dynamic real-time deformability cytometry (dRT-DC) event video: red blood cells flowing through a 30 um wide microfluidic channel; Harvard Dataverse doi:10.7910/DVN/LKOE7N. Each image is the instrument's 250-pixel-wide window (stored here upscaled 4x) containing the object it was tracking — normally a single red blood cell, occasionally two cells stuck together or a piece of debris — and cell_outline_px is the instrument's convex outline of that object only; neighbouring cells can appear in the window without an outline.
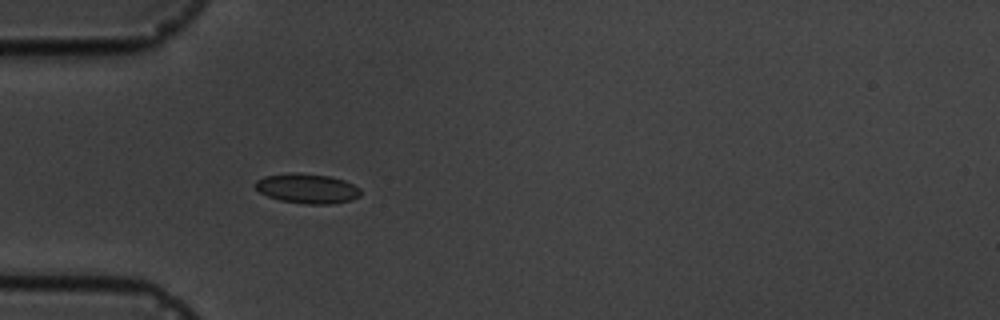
{"species": "common noctule bat (a hibernating species)", "species_latin": "Nyctalus noctula", "temperature_condition": "cold", "stored_images_in_passage": 5, "camera_frame_rate_fps": 3000, "um_per_image_px": 0.085, "animal": {"sex": "male", "body_mass_g": 19.5, "forearm_length_mm": 54.6}, "frame": {"image": 1, "passage_image": 5, "time_ms": 5.333, "image_size_px": [1000, 320], "cell_outline_px": [[360, 196], [352, 200], [332, 204], [304, 204], [280, 200], [268, 196], [260, 192], [252, 184], [256, 180], [264, 176], [288, 172], [296, 172], [332, 176], [344, 180], [360, 188]], "centroid_in_image_um": [26.1, 16.01], "position_along_channel_um": 58.9, "area_um2": 18.55}}